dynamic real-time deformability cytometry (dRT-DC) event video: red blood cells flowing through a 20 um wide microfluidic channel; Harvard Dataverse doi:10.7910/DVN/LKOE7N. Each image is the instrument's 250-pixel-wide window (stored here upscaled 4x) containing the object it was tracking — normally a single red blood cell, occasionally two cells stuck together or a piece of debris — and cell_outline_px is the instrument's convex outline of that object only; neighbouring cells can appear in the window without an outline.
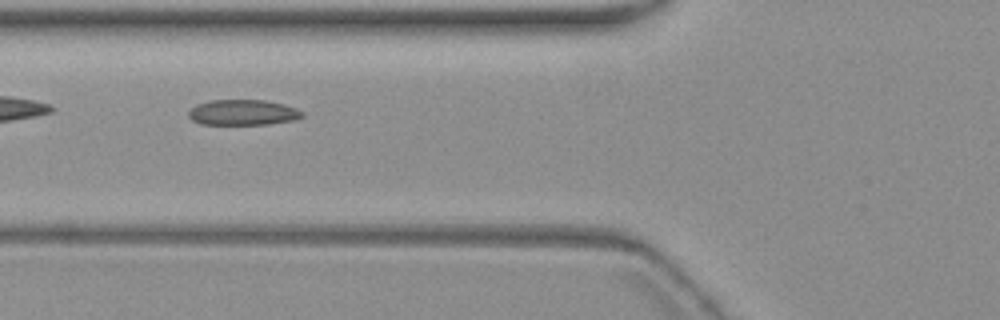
{"species": "common noctule bat (a hibernating species)", "species_latin": "Nyctalus noctula", "temperature_condition": "warm", "stored_images_in_passage": 14, "camera_frame_rate_fps": 3000, "um_per_image_px": 0.085, "animal": {"sex": "female", "body_mass_g": 19.3, "forearm_length_mm": 54.1}, "frame": {"image": 1, "passage_image": 5, "time_ms": 6.0, "image_size_px": [1000, 320], "cell_outline_px": [[304, 116], [296, 120], [268, 124], [200, 124], [192, 120], [188, 116], [188, 112], [196, 104], [208, 100], [264, 100], [284, 104], [296, 108], [304, 112]], "centroid_in_image_um": [20.66, 9.55], "position_along_channel_um": 105.1, "area_um2": 17.05}}
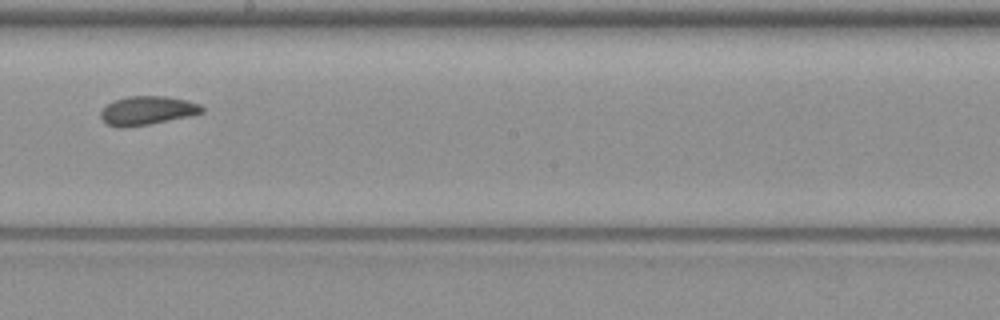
{"frame": {"image": 2, "passage_image": 8, "time_ms": 9.667, "image_size_px": [1000, 320], "cell_outline_px": [[204, 112], [188, 116], [148, 124], [124, 128], [116, 128], [108, 124], [100, 116], [100, 112], [108, 104], [116, 100], [128, 96], [164, 96], [184, 100], [200, 104], [204, 108]], "centroid_in_image_um": [12.5, 9.4], "position_along_channel_um": 235.7, "area_um2": 16.7}}
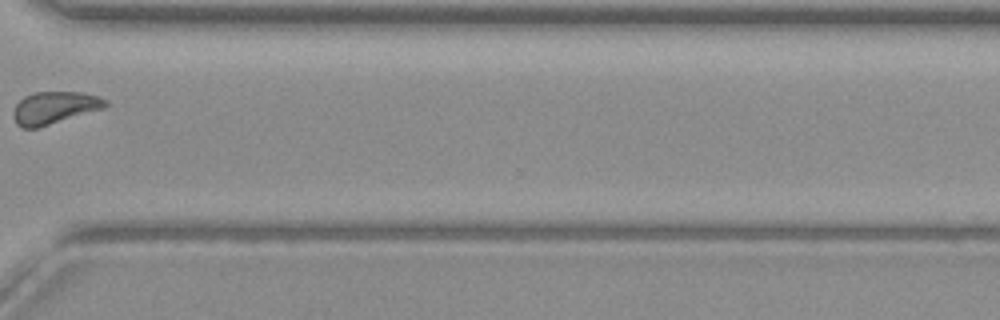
{"frame": {"image": 3, "passage_image": 11, "time_ms": 13.333, "image_size_px": [1000, 320], "cell_outline_px": [[108, 104], [104, 108], [36, 128], [20, 128], [16, 124], [12, 116], [12, 112], [16, 104], [24, 96], [32, 92], [80, 92], [96, 96], [108, 100]], "centroid_in_image_um": [4.58, 9.15], "position_along_channel_um": 366.0, "area_um2": 17.34}, "authors_computed_cell_mechanics": {"area_um2": 17.2822, "velocity_mm_per_s": 3.5527, "shape_relaxation_time_tau1_ms": 7.9174, "shape_relaxation_time_tau2_ms": null, "deformation_change_tau1": 0.1644, "deformation_change_tau2": null}}